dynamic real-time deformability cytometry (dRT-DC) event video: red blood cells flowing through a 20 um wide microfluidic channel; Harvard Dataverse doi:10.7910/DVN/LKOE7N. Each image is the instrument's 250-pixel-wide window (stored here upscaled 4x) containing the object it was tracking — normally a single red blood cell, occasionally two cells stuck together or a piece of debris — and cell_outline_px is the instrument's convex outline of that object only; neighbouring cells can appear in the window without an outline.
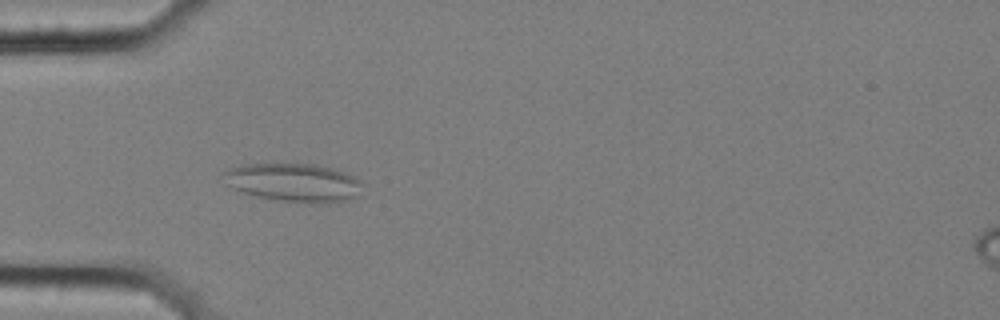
{"species": "common noctule bat (a hibernating species)", "species_latin": "Nyctalus noctula", "temperature_condition": "cold", "stored_images_in_passage": 4, "camera_frame_rate_fps": 3000, "um_per_image_px": 0.085, "animal": {"sex": "female", "body_mass_g": 25.1}, "frame": {"image": 1, "passage_image": 3, "time_ms": 0.667, "image_size_px": [1000, 320], "cell_outline_px": [[360, 196], [348, 200], [328, 204], [308, 204], [272, 200], [244, 192], [232, 188], [228, 184], [224, 172], [240, 164], [316, 164], [332, 168], [344, 172], [360, 180]], "centroid_in_image_um": [25.03, 15.54], "position_along_channel_um": 60.0, "area_um2": 31.27}}